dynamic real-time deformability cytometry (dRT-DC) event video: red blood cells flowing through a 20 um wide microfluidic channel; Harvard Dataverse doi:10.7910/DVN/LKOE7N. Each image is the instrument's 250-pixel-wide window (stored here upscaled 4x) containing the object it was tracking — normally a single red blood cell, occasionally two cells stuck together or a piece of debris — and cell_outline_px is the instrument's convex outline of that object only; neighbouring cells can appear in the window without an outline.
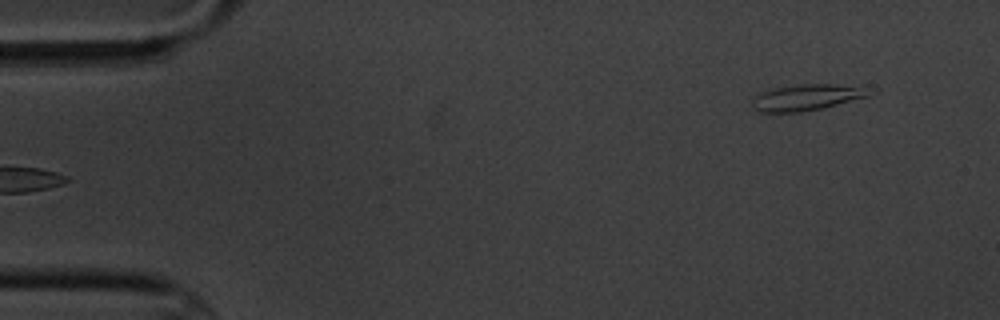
{"species": "common noctule bat (a hibernating species)", "species_latin": "Nyctalus noctula", "temperature_condition": "cold", "stored_images_in_passage": 3, "camera_frame_rate_fps": 3000, "um_per_image_px": 0.085, "animal": {"sex": "male", "body_mass_g": 20.1, "forearm_length_mm": 53.5}, "frame": {"image": 1, "passage_image": 3, "time_ms": 2.333, "image_size_px": [1000, 320], "cell_outline_px": [[868, 96], [820, 108], [800, 112], [760, 112], [752, 104], [752, 96], [772, 88], [800, 84], [832, 84], [856, 88], [864, 92]], "centroid_in_image_um": [68.35, 8.29], "position_along_channel_um": 16.7, "area_um2": 16.94}}